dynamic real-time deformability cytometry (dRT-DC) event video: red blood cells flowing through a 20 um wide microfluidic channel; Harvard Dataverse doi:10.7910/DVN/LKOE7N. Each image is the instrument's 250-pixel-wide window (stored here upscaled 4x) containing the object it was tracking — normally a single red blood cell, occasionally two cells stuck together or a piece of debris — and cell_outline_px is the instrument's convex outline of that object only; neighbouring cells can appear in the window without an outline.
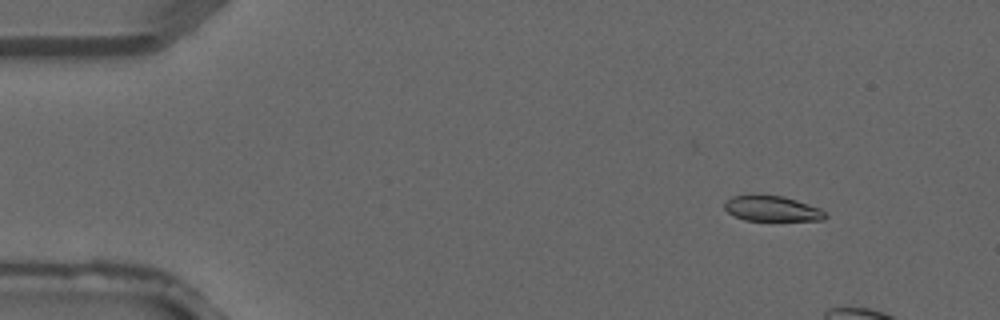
{"species": "common noctule bat (a hibernating species)", "species_latin": "Nyctalus noctula", "temperature_condition": "warm", "stored_images_in_passage": 4, "camera_frame_rate_fps": 3000, "um_per_image_px": 0.085, "animal": {"sex": "male", "forearm_length_mm": 52.5}, "frame": {"image": 1, "passage_image": 2, "time_ms": 0.333, "image_size_px": [1000, 320], "cell_outline_px": [[828, 216], [824, 220], [744, 220], [728, 212], [724, 208], [724, 200], [732, 196], [752, 192], [784, 196], [820, 208]], "centroid_in_image_um": [65.56, 17.68], "position_along_channel_um": 19.4, "area_um2": 15.37}}